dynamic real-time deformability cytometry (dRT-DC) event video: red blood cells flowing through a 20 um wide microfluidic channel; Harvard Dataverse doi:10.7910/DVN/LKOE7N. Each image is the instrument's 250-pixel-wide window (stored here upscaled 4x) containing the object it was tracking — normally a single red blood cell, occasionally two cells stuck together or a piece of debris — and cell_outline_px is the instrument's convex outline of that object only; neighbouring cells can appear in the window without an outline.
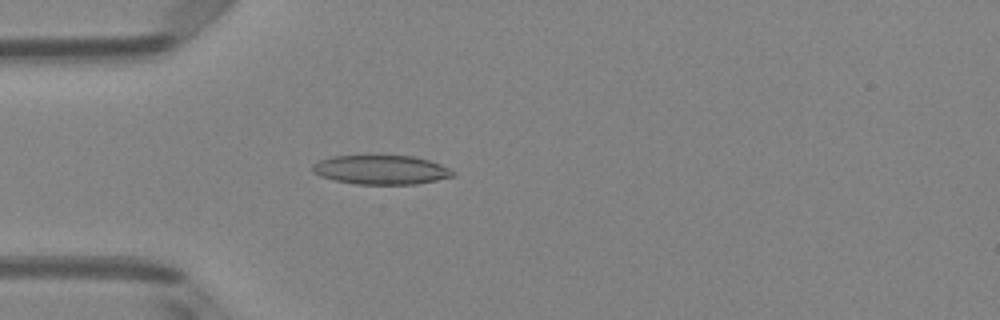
{"species": "Egyptian fruit bat (a non-hibernating species)", "species_latin": "Rousettus aegyptiacus", "temperature_condition": "room temperature", "stored_images_in_passage": 50, "camera_frame_rate_fps": 3000, "um_per_image_px": 0.085, "animal": {"sex": "female"}, "frame": {"image": 1, "passage_image": 14, "time_ms": 4.333, "image_size_px": [1000, 320], "cell_outline_px": [[456, 176], [416, 184], [356, 184], [336, 180], [320, 176], [312, 172], [312, 164], [320, 160], [332, 156], [412, 156], [428, 160], [440, 164], [456, 172]], "centroid_in_image_um": [32.4, 14.44], "position_along_channel_um": 52.6, "area_um2": 23.76}}
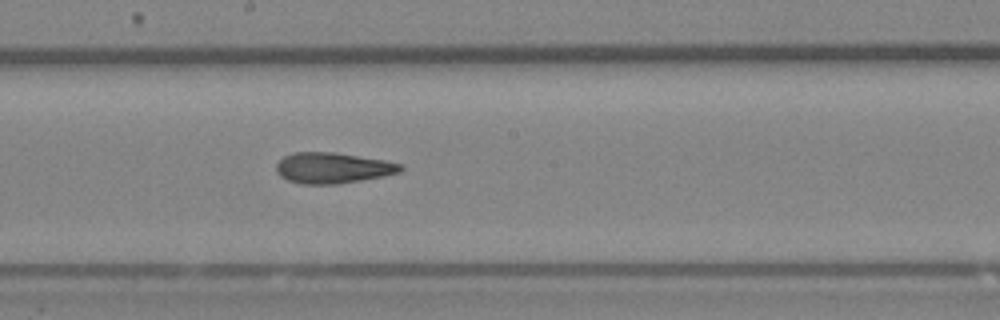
{"frame": {"image": 2, "passage_image": 27, "time_ms": 8.667, "image_size_px": [1000, 320], "cell_outline_px": [[404, 168], [400, 172], [384, 176], [336, 184], [300, 184], [288, 180], [280, 176], [276, 172], [276, 164], [284, 156], [292, 152], [336, 152], [384, 160], [400, 164]], "centroid_in_image_um": [28.25, 14.27], "position_along_channel_um": 219.9, "area_um2": 22.31}}
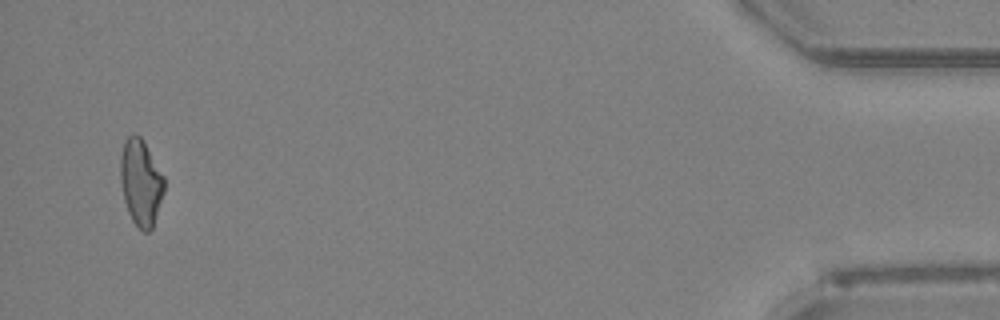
{"frame": {"image": 3, "passage_image": 48, "time_ms": 15.667, "image_size_px": [1000, 320], "cell_outline_px": [[164, 192], [152, 228], [148, 232], [144, 232], [132, 220], [128, 212], [124, 200], [120, 180], [120, 156], [124, 140], [128, 136], [140, 136], [164, 176]], "centroid_in_image_um": [11.96, 15.52], "position_along_channel_um": 423.2, "area_um2": 21.73}, "authors_computed_cell_mechanics": {"area_um2": 22.3108, "velocity_mm_per_s": 4.063, "shape_relaxation_time_tau1_ms": null, "shape_relaxation_time_tau2_ms": 4.0342, "deformation_change_tau1": null, "deformation_change_tau2": 0.1372}}